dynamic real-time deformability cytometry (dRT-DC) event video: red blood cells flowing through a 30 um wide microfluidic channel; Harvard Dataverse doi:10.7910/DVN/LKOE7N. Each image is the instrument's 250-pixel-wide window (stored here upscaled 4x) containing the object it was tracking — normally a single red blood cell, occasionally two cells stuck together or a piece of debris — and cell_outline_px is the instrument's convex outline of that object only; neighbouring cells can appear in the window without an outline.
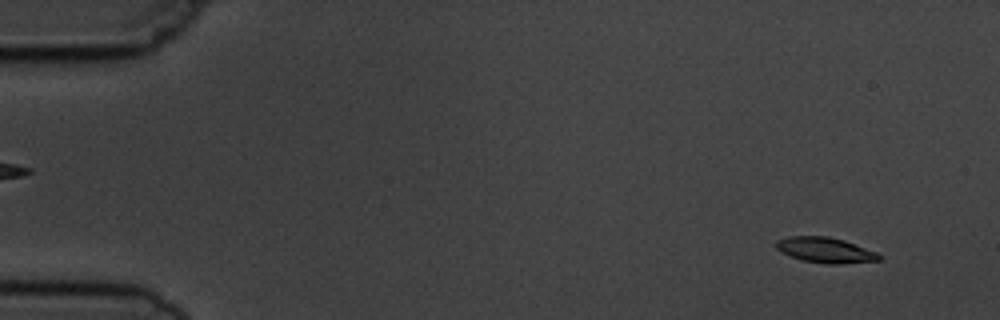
{"species": "common noctule bat (a hibernating species)", "species_latin": "Nyctalus noctula", "temperature_condition": "cold", "stored_images_in_passage": 4, "camera_frame_rate_fps": 3000, "um_per_image_px": 0.085, "animal": {"sex": "male", "body_mass_g": 19.5, "forearm_length_mm": 54.6}, "frame": {"image": 1, "passage_image": 1, "time_ms": 0.0, "image_size_px": [1000, 320], "cell_outline_px": [[880, 260], [840, 264], [828, 264], [800, 260], [780, 252], [776, 248], [776, 240], [788, 236], [828, 236], [844, 240], [876, 252], [880, 256]], "centroid_in_image_um": [70.1, 21.25], "position_along_channel_um": 14.9, "area_um2": 15.26}}
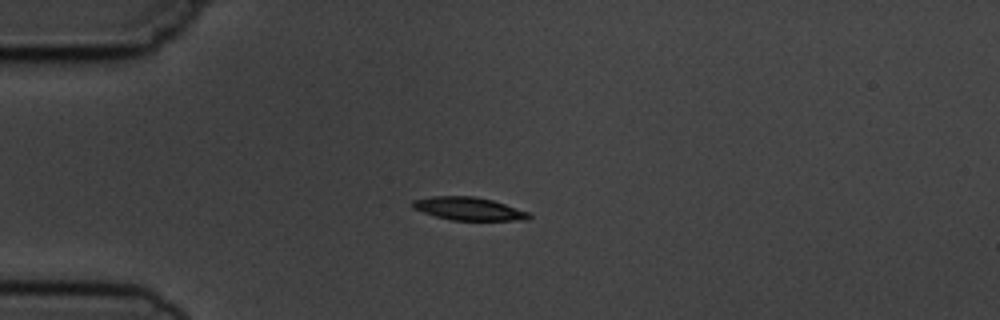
{"frame": {"image": 2, "passage_image": 4, "time_ms": 3.333, "image_size_px": [1000, 320], "cell_outline_px": [[532, 216], [528, 220], [452, 220], [436, 216], [412, 208], [412, 200], [432, 196], [472, 196], [492, 200], [528, 212]], "centroid_in_image_um": [39.82, 17.74], "position_along_channel_um": 45.2, "area_um2": 15.43}}